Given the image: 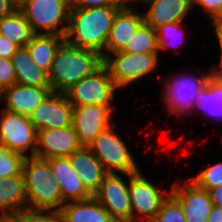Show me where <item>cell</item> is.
<instances>
[{
    "instance_id": "obj_1",
    "label": "cell",
    "mask_w": 222,
    "mask_h": 222,
    "mask_svg": "<svg viewBox=\"0 0 222 222\" xmlns=\"http://www.w3.org/2000/svg\"><path fill=\"white\" fill-rule=\"evenodd\" d=\"M121 7L71 8L65 41L79 48L94 50L104 59L112 22Z\"/></svg>"
},
{
    "instance_id": "obj_2",
    "label": "cell",
    "mask_w": 222,
    "mask_h": 222,
    "mask_svg": "<svg viewBox=\"0 0 222 222\" xmlns=\"http://www.w3.org/2000/svg\"><path fill=\"white\" fill-rule=\"evenodd\" d=\"M103 64L102 56L90 49L64 41L58 48L48 80L52 91L65 93L74 84L96 71Z\"/></svg>"
},
{
    "instance_id": "obj_3",
    "label": "cell",
    "mask_w": 222,
    "mask_h": 222,
    "mask_svg": "<svg viewBox=\"0 0 222 222\" xmlns=\"http://www.w3.org/2000/svg\"><path fill=\"white\" fill-rule=\"evenodd\" d=\"M28 208L61 210L62 195L46 159L27 156L22 167Z\"/></svg>"
},
{
    "instance_id": "obj_4",
    "label": "cell",
    "mask_w": 222,
    "mask_h": 222,
    "mask_svg": "<svg viewBox=\"0 0 222 222\" xmlns=\"http://www.w3.org/2000/svg\"><path fill=\"white\" fill-rule=\"evenodd\" d=\"M19 10L35 34L65 36L71 10L69 0H26Z\"/></svg>"
},
{
    "instance_id": "obj_5",
    "label": "cell",
    "mask_w": 222,
    "mask_h": 222,
    "mask_svg": "<svg viewBox=\"0 0 222 222\" xmlns=\"http://www.w3.org/2000/svg\"><path fill=\"white\" fill-rule=\"evenodd\" d=\"M112 124L102 131L87 147L102 163L108 173H121L124 176L139 170L129 148L114 129Z\"/></svg>"
},
{
    "instance_id": "obj_6",
    "label": "cell",
    "mask_w": 222,
    "mask_h": 222,
    "mask_svg": "<svg viewBox=\"0 0 222 222\" xmlns=\"http://www.w3.org/2000/svg\"><path fill=\"white\" fill-rule=\"evenodd\" d=\"M117 86L102 64L96 71L69 88L65 94L73 107L87 105L111 106Z\"/></svg>"
},
{
    "instance_id": "obj_7",
    "label": "cell",
    "mask_w": 222,
    "mask_h": 222,
    "mask_svg": "<svg viewBox=\"0 0 222 222\" xmlns=\"http://www.w3.org/2000/svg\"><path fill=\"white\" fill-rule=\"evenodd\" d=\"M158 56L159 53L131 54L120 51L108 54L103 59V64L108 69L116 86L125 88L154 70L158 66Z\"/></svg>"
},
{
    "instance_id": "obj_8",
    "label": "cell",
    "mask_w": 222,
    "mask_h": 222,
    "mask_svg": "<svg viewBox=\"0 0 222 222\" xmlns=\"http://www.w3.org/2000/svg\"><path fill=\"white\" fill-rule=\"evenodd\" d=\"M194 76V74H178L173 75L171 79L165 82L164 104L168 114L173 116H182L193 112L196 105V98L201 92L210 78V72L202 73ZM192 108V109H191ZM185 113V114H184Z\"/></svg>"
},
{
    "instance_id": "obj_9",
    "label": "cell",
    "mask_w": 222,
    "mask_h": 222,
    "mask_svg": "<svg viewBox=\"0 0 222 222\" xmlns=\"http://www.w3.org/2000/svg\"><path fill=\"white\" fill-rule=\"evenodd\" d=\"M0 119V145L18 152L25 157L27 150L30 156H35L37 149V130L28 116L1 111Z\"/></svg>"
},
{
    "instance_id": "obj_10",
    "label": "cell",
    "mask_w": 222,
    "mask_h": 222,
    "mask_svg": "<svg viewBox=\"0 0 222 222\" xmlns=\"http://www.w3.org/2000/svg\"><path fill=\"white\" fill-rule=\"evenodd\" d=\"M141 173L128 174L132 217H155L171 191L159 189Z\"/></svg>"
},
{
    "instance_id": "obj_11",
    "label": "cell",
    "mask_w": 222,
    "mask_h": 222,
    "mask_svg": "<svg viewBox=\"0 0 222 222\" xmlns=\"http://www.w3.org/2000/svg\"><path fill=\"white\" fill-rule=\"evenodd\" d=\"M93 196L116 222H125L132 217L129 184L120 173H108Z\"/></svg>"
},
{
    "instance_id": "obj_12",
    "label": "cell",
    "mask_w": 222,
    "mask_h": 222,
    "mask_svg": "<svg viewBox=\"0 0 222 222\" xmlns=\"http://www.w3.org/2000/svg\"><path fill=\"white\" fill-rule=\"evenodd\" d=\"M73 105L65 93L52 92L30 114L35 129L67 128L73 124Z\"/></svg>"
},
{
    "instance_id": "obj_13",
    "label": "cell",
    "mask_w": 222,
    "mask_h": 222,
    "mask_svg": "<svg viewBox=\"0 0 222 222\" xmlns=\"http://www.w3.org/2000/svg\"><path fill=\"white\" fill-rule=\"evenodd\" d=\"M113 107L87 105L74 107L73 129L79 143L88 146L102 131L112 125Z\"/></svg>"
},
{
    "instance_id": "obj_14",
    "label": "cell",
    "mask_w": 222,
    "mask_h": 222,
    "mask_svg": "<svg viewBox=\"0 0 222 222\" xmlns=\"http://www.w3.org/2000/svg\"><path fill=\"white\" fill-rule=\"evenodd\" d=\"M81 147L73 126L41 129L37 131L35 157L46 160L55 157H69Z\"/></svg>"
},
{
    "instance_id": "obj_15",
    "label": "cell",
    "mask_w": 222,
    "mask_h": 222,
    "mask_svg": "<svg viewBox=\"0 0 222 222\" xmlns=\"http://www.w3.org/2000/svg\"><path fill=\"white\" fill-rule=\"evenodd\" d=\"M171 194L179 201L184 209L187 222H207L208 215L213 207L209 192L199 188L190 180L186 184H172Z\"/></svg>"
},
{
    "instance_id": "obj_16",
    "label": "cell",
    "mask_w": 222,
    "mask_h": 222,
    "mask_svg": "<svg viewBox=\"0 0 222 222\" xmlns=\"http://www.w3.org/2000/svg\"><path fill=\"white\" fill-rule=\"evenodd\" d=\"M52 92L51 87H32L15 83L0 92V101H4L5 110L29 117Z\"/></svg>"
},
{
    "instance_id": "obj_17",
    "label": "cell",
    "mask_w": 222,
    "mask_h": 222,
    "mask_svg": "<svg viewBox=\"0 0 222 222\" xmlns=\"http://www.w3.org/2000/svg\"><path fill=\"white\" fill-rule=\"evenodd\" d=\"M131 5L124 4L116 13L104 50V58L109 53L122 51L130 41L133 33L144 21L143 14L137 11L134 5L133 7Z\"/></svg>"
},
{
    "instance_id": "obj_18",
    "label": "cell",
    "mask_w": 222,
    "mask_h": 222,
    "mask_svg": "<svg viewBox=\"0 0 222 222\" xmlns=\"http://www.w3.org/2000/svg\"><path fill=\"white\" fill-rule=\"evenodd\" d=\"M47 161L50 163L53 176L59 183L62 205L64 203L86 200L92 197L83 186L78 172L71 167L69 157H55Z\"/></svg>"
},
{
    "instance_id": "obj_19",
    "label": "cell",
    "mask_w": 222,
    "mask_h": 222,
    "mask_svg": "<svg viewBox=\"0 0 222 222\" xmlns=\"http://www.w3.org/2000/svg\"><path fill=\"white\" fill-rule=\"evenodd\" d=\"M140 3L149 6L143 20L154 29L165 23L183 22L193 9L191 0H141Z\"/></svg>"
},
{
    "instance_id": "obj_20",
    "label": "cell",
    "mask_w": 222,
    "mask_h": 222,
    "mask_svg": "<svg viewBox=\"0 0 222 222\" xmlns=\"http://www.w3.org/2000/svg\"><path fill=\"white\" fill-rule=\"evenodd\" d=\"M71 167L78 172L83 186L93 196L108 174L92 151L82 146L69 156Z\"/></svg>"
},
{
    "instance_id": "obj_21",
    "label": "cell",
    "mask_w": 222,
    "mask_h": 222,
    "mask_svg": "<svg viewBox=\"0 0 222 222\" xmlns=\"http://www.w3.org/2000/svg\"><path fill=\"white\" fill-rule=\"evenodd\" d=\"M60 211L63 222H116L94 196L64 203Z\"/></svg>"
},
{
    "instance_id": "obj_22",
    "label": "cell",
    "mask_w": 222,
    "mask_h": 222,
    "mask_svg": "<svg viewBox=\"0 0 222 222\" xmlns=\"http://www.w3.org/2000/svg\"><path fill=\"white\" fill-rule=\"evenodd\" d=\"M28 208L23 174L0 178V211L2 215L20 214Z\"/></svg>"
},
{
    "instance_id": "obj_23",
    "label": "cell",
    "mask_w": 222,
    "mask_h": 222,
    "mask_svg": "<svg viewBox=\"0 0 222 222\" xmlns=\"http://www.w3.org/2000/svg\"><path fill=\"white\" fill-rule=\"evenodd\" d=\"M11 61L15 69L16 83L32 87H51L48 73L32 61L25 47L19 48Z\"/></svg>"
},
{
    "instance_id": "obj_24",
    "label": "cell",
    "mask_w": 222,
    "mask_h": 222,
    "mask_svg": "<svg viewBox=\"0 0 222 222\" xmlns=\"http://www.w3.org/2000/svg\"><path fill=\"white\" fill-rule=\"evenodd\" d=\"M65 41V37L55 34H35L25 46L32 61L45 72H49L56 52Z\"/></svg>"
},
{
    "instance_id": "obj_25",
    "label": "cell",
    "mask_w": 222,
    "mask_h": 222,
    "mask_svg": "<svg viewBox=\"0 0 222 222\" xmlns=\"http://www.w3.org/2000/svg\"><path fill=\"white\" fill-rule=\"evenodd\" d=\"M0 35L22 48L32 40L35 33L23 13L15 9L10 15L0 19Z\"/></svg>"
},
{
    "instance_id": "obj_26",
    "label": "cell",
    "mask_w": 222,
    "mask_h": 222,
    "mask_svg": "<svg viewBox=\"0 0 222 222\" xmlns=\"http://www.w3.org/2000/svg\"><path fill=\"white\" fill-rule=\"evenodd\" d=\"M201 109L205 114H210L215 118H222V82L213 80L211 77L205 88L198 93L195 110Z\"/></svg>"
},
{
    "instance_id": "obj_27",
    "label": "cell",
    "mask_w": 222,
    "mask_h": 222,
    "mask_svg": "<svg viewBox=\"0 0 222 222\" xmlns=\"http://www.w3.org/2000/svg\"><path fill=\"white\" fill-rule=\"evenodd\" d=\"M122 52L131 54L159 53L156 29L143 21L133 33L130 41H128Z\"/></svg>"
},
{
    "instance_id": "obj_28",
    "label": "cell",
    "mask_w": 222,
    "mask_h": 222,
    "mask_svg": "<svg viewBox=\"0 0 222 222\" xmlns=\"http://www.w3.org/2000/svg\"><path fill=\"white\" fill-rule=\"evenodd\" d=\"M25 156L0 145V178L22 173Z\"/></svg>"
},
{
    "instance_id": "obj_29",
    "label": "cell",
    "mask_w": 222,
    "mask_h": 222,
    "mask_svg": "<svg viewBox=\"0 0 222 222\" xmlns=\"http://www.w3.org/2000/svg\"><path fill=\"white\" fill-rule=\"evenodd\" d=\"M154 219L156 222H187L183 207L171 193L162 202Z\"/></svg>"
},
{
    "instance_id": "obj_30",
    "label": "cell",
    "mask_w": 222,
    "mask_h": 222,
    "mask_svg": "<svg viewBox=\"0 0 222 222\" xmlns=\"http://www.w3.org/2000/svg\"><path fill=\"white\" fill-rule=\"evenodd\" d=\"M199 188L210 190L222 185V162L212 164L192 179Z\"/></svg>"
},
{
    "instance_id": "obj_31",
    "label": "cell",
    "mask_w": 222,
    "mask_h": 222,
    "mask_svg": "<svg viewBox=\"0 0 222 222\" xmlns=\"http://www.w3.org/2000/svg\"><path fill=\"white\" fill-rule=\"evenodd\" d=\"M182 22H173V23H165L161 26H159L156 29V34H157V44H158V52H161L162 50L164 51L165 49H168L169 46H171L170 40L174 39V36L180 35L179 32H181L180 38L183 40L184 39V32L181 30L182 29ZM183 32V33H182ZM177 33V34H176ZM175 34V35H174ZM174 35V36H172ZM172 38H171V37ZM179 37V36H178ZM171 38V39H170ZM176 39V38H175ZM174 39V40H175ZM173 40V41H174ZM181 40V42H182ZM180 42V43H181ZM170 43V44H168ZM173 43V42H172ZM178 45V44H177ZM174 47V46H173Z\"/></svg>"
},
{
    "instance_id": "obj_32",
    "label": "cell",
    "mask_w": 222,
    "mask_h": 222,
    "mask_svg": "<svg viewBox=\"0 0 222 222\" xmlns=\"http://www.w3.org/2000/svg\"><path fill=\"white\" fill-rule=\"evenodd\" d=\"M21 214L27 222H63L60 210L26 208Z\"/></svg>"
},
{
    "instance_id": "obj_33",
    "label": "cell",
    "mask_w": 222,
    "mask_h": 222,
    "mask_svg": "<svg viewBox=\"0 0 222 222\" xmlns=\"http://www.w3.org/2000/svg\"><path fill=\"white\" fill-rule=\"evenodd\" d=\"M16 83V74L11 59L0 58V92Z\"/></svg>"
},
{
    "instance_id": "obj_34",
    "label": "cell",
    "mask_w": 222,
    "mask_h": 222,
    "mask_svg": "<svg viewBox=\"0 0 222 222\" xmlns=\"http://www.w3.org/2000/svg\"><path fill=\"white\" fill-rule=\"evenodd\" d=\"M192 5H199L204 9L205 13L209 15L211 23L213 24L222 14V0H191Z\"/></svg>"
},
{
    "instance_id": "obj_35",
    "label": "cell",
    "mask_w": 222,
    "mask_h": 222,
    "mask_svg": "<svg viewBox=\"0 0 222 222\" xmlns=\"http://www.w3.org/2000/svg\"><path fill=\"white\" fill-rule=\"evenodd\" d=\"M70 8L123 6L121 0H69Z\"/></svg>"
},
{
    "instance_id": "obj_36",
    "label": "cell",
    "mask_w": 222,
    "mask_h": 222,
    "mask_svg": "<svg viewBox=\"0 0 222 222\" xmlns=\"http://www.w3.org/2000/svg\"><path fill=\"white\" fill-rule=\"evenodd\" d=\"M19 47L0 35V58L11 59Z\"/></svg>"
},
{
    "instance_id": "obj_37",
    "label": "cell",
    "mask_w": 222,
    "mask_h": 222,
    "mask_svg": "<svg viewBox=\"0 0 222 222\" xmlns=\"http://www.w3.org/2000/svg\"><path fill=\"white\" fill-rule=\"evenodd\" d=\"M217 40H218V44H219V47H220V61L219 63L217 64L218 65V69H210V77L213 79V80H216V81H219V82H222V38H219V37H216Z\"/></svg>"
},
{
    "instance_id": "obj_38",
    "label": "cell",
    "mask_w": 222,
    "mask_h": 222,
    "mask_svg": "<svg viewBox=\"0 0 222 222\" xmlns=\"http://www.w3.org/2000/svg\"><path fill=\"white\" fill-rule=\"evenodd\" d=\"M213 206L222 207V185L208 190Z\"/></svg>"
},
{
    "instance_id": "obj_39",
    "label": "cell",
    "mask_w": 222,
    "mask_h": 222,
    "mask_svg": "<svg viewBox=\"0 0 222 222\" xmlns=\"http://www.w3.org/2000/svg\"><path fill=\"white\" fill-rule=\"evenodd\" d=\"M15 9L17 8L9 0H0V19L10 15Z\"/></svg>"
},
{
    "instance_id": "obj_40",
    "label": "cell",
    "mask_w": 222,
    "mask_h": 222,
    "mask_svg": "<svg viewBox=\"0 0 222 222\" xmlns=\"http://www.w3.org/2000/svg\"><path fill=\"white\" fill-rule=\"evenodd\" d=\"M207 222H222V207L213 206L208 215Z\"/></svg>"
},
{
    "instance_id": "obj_41",
    "label": "cell",
    "mask_w": 222,
    "mask_h": 222,
    "mask_svg": "<svg viewBox=\"0 0 222 222\" xmlns=\"http://www.w3.org/2000/svg\"><path fill=\"white\" fill-rule=\"evenodd\" d=\"M1 222H27L25 217L20 214L2 215Z\"/></svg>"
},
{
    "instance_id": "obj_42",
    "label": "cell",
    "mask_w": 222,
    "mask_h": 222,
    "mask_svg": "<svg viewBox=\"0 0 222 222\" xmlns=\"http://www.w3.org/2000/svg\"><path fill=\"white\" fill-rule=\"evenodd\" d=\"M212 25L214 27L216 37L222 38V14Z\"/></svg>"
},
{
    "instance_id": "obj_43",
    "label": "cell",
    "mask_w": 222,
    "mask_h": 222,
    "mask_svg": "<svg viewBox=\"0 0 222 222\" xmlns=\"http://www.w3.org/2000/svg\"><path fill=\"white\" fill-rule=\"evenodd\" d=\"M125 222H156V221H155L154 217H138V218L131 217L129 220H126Z\"/></svg>"
},
{
    "instance_id": "obj_44",
    "label": "cell",
    "mask_w": 222,
    "mask_h": 222,
    "mask_svg": "<svg viewBox=\"0 0 222 222\" xmlns=\"http://www.w3.org/2000/svg\"><path fill=\"white\" fill-rule=\"evenodd\" d=\"M15 8L19 9L25 2L26 0H9Z\"/></svg>"
},
{
    "instance_id": "obj_45",
    "label": "cell",
    "mask_w": 222,
    "mask_h": 222,
    "mask_svg": "<svg viewBox=\"0 0 222 222\" xmlns=\"http://www.w3.org/2000/svg\"><path fill=\"white\" fill-rule=\"evenodd\" d=\"M124 4H131V2L141 1V0H121Z\"/></svg>"
}]
</instances>
